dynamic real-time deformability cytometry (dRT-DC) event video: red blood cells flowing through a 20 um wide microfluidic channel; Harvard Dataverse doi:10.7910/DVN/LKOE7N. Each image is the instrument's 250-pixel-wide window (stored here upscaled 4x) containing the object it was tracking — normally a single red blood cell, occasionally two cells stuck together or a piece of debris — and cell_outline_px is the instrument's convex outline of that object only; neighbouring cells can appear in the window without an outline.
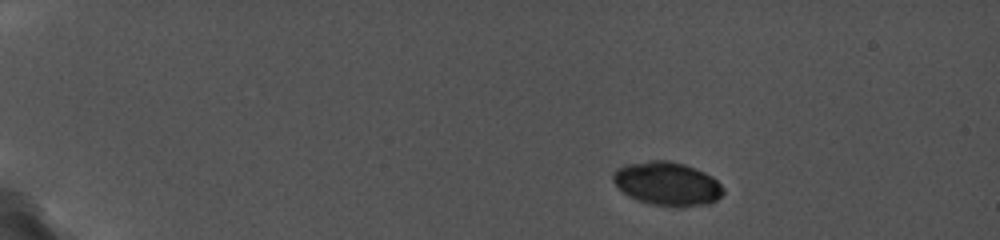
{"species": "common noctule bat (a hibernating species)", "species_latin": "Nyctalus noctula", "temperature_condition": "cold", "stored_images_in_passage": 7, "camera_frame_rate_fps": 5000, "um_per_image_px": 0.085, "animal": {"sex": "female", "body_mass_g": 19.0, "forearm_length_mm": 56.7}, "frame": {"image": 1, "passage_image": 1, "time_ms": 0.0, "image_size_px": [1000, 240], "cell_outline_px": [[724, 192], [716, 200], [708, 204], [680, 208], [676, 208], [652, 204], [628, 196], [612, 180], [612, 176], [616, 168], [624, 164], [652, 160], [668, 160], [684, 164], [696, 168], [712, 176], [724, 188]], "centroid_in_image_um": [56.72, 15.62], "position_along_channel_um": 28.3, "area_um2": 28.21}}
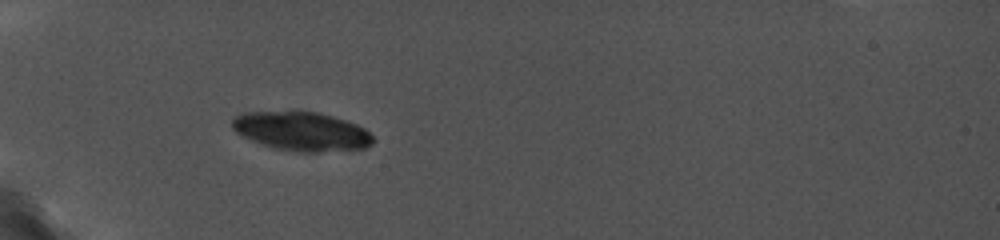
{"frame": {"image": 2, "passage_image": 6, "time_ms": 3.4, "image_size_px": [1000, 240], "cell_outline_px": [[376, 140], [372, 144], [364, 148], [320, 152], [296, 152], [272, 148], [252, 140], [236, 132], [232, 128], [232, 116], [244, 112], [296, 108], [320, 112], [356, 124], [364, 128]], "centroid_in_image_um": [25.59, 11.11], "position_along_channel_um": 59.4, "area_um2": 33.0}}